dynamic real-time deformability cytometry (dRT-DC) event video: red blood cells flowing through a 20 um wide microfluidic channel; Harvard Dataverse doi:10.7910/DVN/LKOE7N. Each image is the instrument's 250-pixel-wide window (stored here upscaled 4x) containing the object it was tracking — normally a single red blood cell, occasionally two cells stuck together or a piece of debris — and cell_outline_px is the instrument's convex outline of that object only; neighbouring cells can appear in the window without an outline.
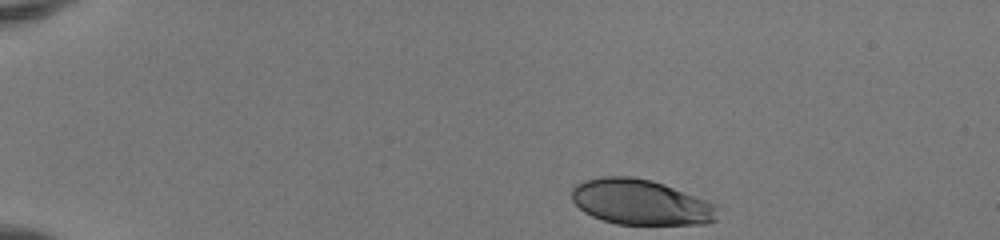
{"species": "human", "species_latin": "Homo sapiens", "temperature_condition": "room temperature", "stored_images_in_passage": 39, "camera_frame_rate_fps": 3000, "um_per_image_px": 0.085, "donor": {"sex": "female"}, "frame": {"image": 1, "passage_image": 1, "time_ms": 0.0, "image_size_px": [1000, 240], "cell_outline_px": [[716, 220], [704, 224], [616, 224], [592, 216], [584, 212], [572, 200], [572, 188], [576, 184], [584, 180], [604, 176], [632, 176], [652, 180], [664, 184], [716, 204]], "centroid_in_image_um": [54.43, 17.18], "position_along_channel_um": 30.6, "area_um2": 38.44}}
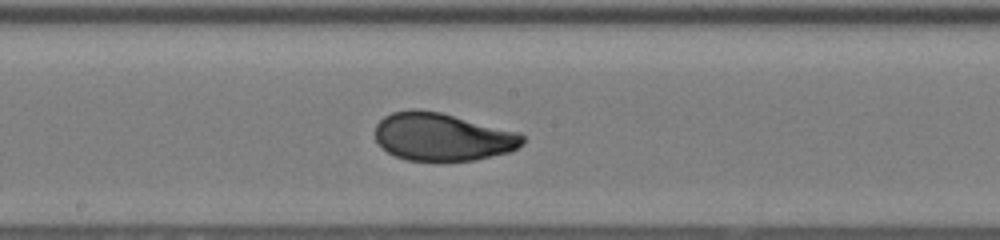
{"frame": {"image": 2, "passage_image": 21, "time_ms": 6.667, "image_size_px": [1000, 240], "cell_outline_px": [[524, 144], [508, 152], [476, 160], [408, 160], [396, 156], [388, 152], [376, 140], [376, 124], [384, 116], [392, 112], [412, 108], [416, 108], [440, 112], [520, 132], [524, 136]], "centroid_in_image_um": [37.62, 11.61], "position_along_channel_um": 210.6, "area_um2": 41.04}}
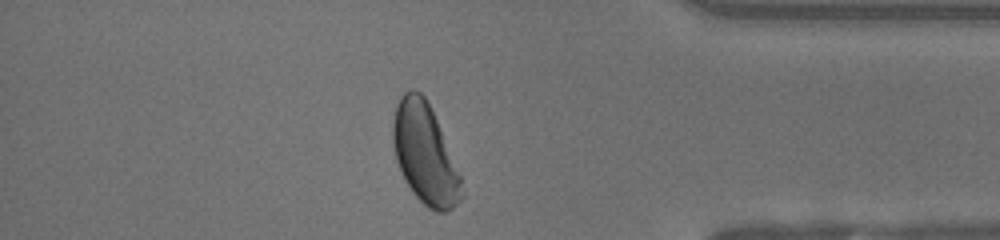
{"frame": {"image": 3, "passage_image": 36, "time_ms": 11.667, "image_size_px": [1000, 240], "cell_outline_px": [[464, 196], [448, 212], [436, 212], [428, 208], [412, 192], [404, 180], [396, 160], [392, 144], [392, 124], [396, 104], [400, 96], [404, 92], [412, 88], [420, 92], [424, 96], [436, 120], [460, 176], [464, 192]], "centroid_in_image_um": [36.08, 13.1], "position_along_channel_um": 399.1, "area_um2": 39.82}, "authors_computed_cell_mechanics": {"area_um2": 40.5756, "velocity_mm_per_s": 4.1271, "shape_relaxation_time_tau1_ms": 3.409, "shape_relaxation_time_tau2_ms": null, "deformation_change_tau1": 0.1616, "deformation_change_tau2": null}}